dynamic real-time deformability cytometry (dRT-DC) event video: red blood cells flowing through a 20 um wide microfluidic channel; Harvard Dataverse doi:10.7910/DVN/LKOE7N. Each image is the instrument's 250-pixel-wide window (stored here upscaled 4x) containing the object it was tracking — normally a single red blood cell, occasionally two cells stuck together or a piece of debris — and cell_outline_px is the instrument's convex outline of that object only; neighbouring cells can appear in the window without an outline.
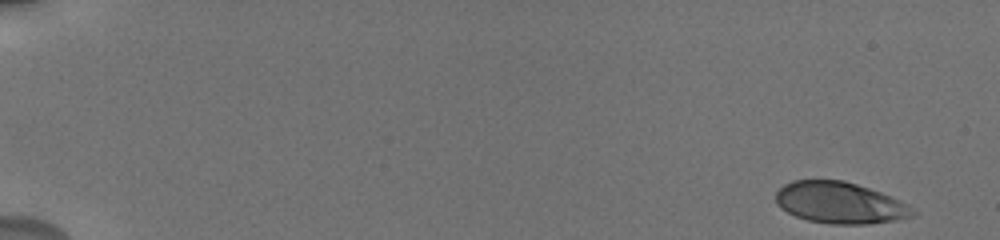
{"species": "human", "species_latin": "Homo sapiens", "temperature_condition": "cold", "stored_images_in_passage": 9, "camera_frame_rate_fps": 3000, "um_per_image_px": 0.085, "donor": {"sex": "male"}, "frame": {"image": 1, "passage_image": 1, "time_ms": 0.0, "image_size_px": [1000, 240], "cell_outline_px": [[916, 216], [896, 220], [868, 224], [832, 224], [808, 220], [796, 216], [780, 208], [776, 204], [776, 192], [784, 184], [792, 180], [844, 180], [880, 192], [900, 200], [908, 204], [916, 212]], "centroid_in_image_um": [71.4, 17.24], "position_along_channel_um": 13.6, "area_um2": 33.12}}
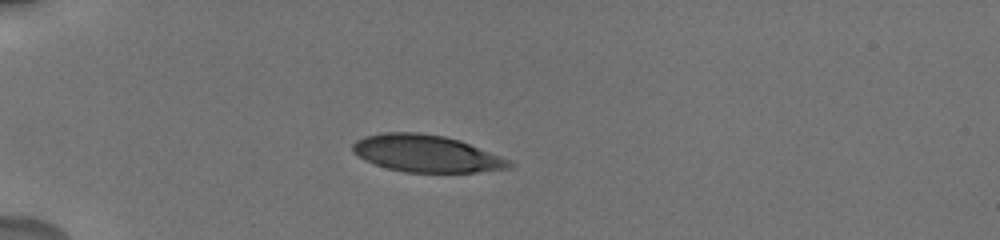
{"frame": {"image": 2, "passage_image": 8, "time_ms": 4.667, "image_size_px": [1000, 240], "cell_outline_px": [[516, 164], [512, 168], [476, 172], [404, 172], [388, 168], [364, 160], [352, 152], [352, 144], [356, 140], [364, 136], [380, 132], [416, 132], [444, 136], [460, 140], [500, 156]], "centroid_in_image_um": [36.22, 13.05], "position_along_channel_um": 48.8, "area_um2": 33.87}}